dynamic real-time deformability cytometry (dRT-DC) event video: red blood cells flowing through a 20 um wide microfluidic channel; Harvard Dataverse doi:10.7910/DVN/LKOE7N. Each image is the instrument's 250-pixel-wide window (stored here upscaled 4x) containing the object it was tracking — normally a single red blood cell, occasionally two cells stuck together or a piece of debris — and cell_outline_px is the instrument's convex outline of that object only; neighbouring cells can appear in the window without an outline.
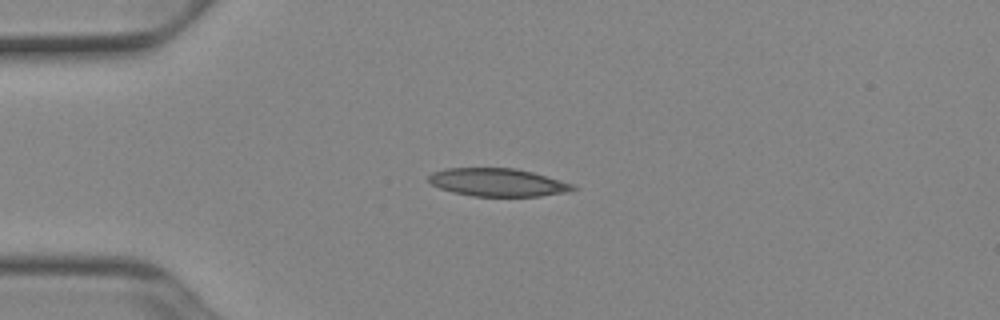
{"species": "Egyptian fruit bat (a non-hibernating species)", "species_latin": "Rousettus aegyptiacus", "temperature_condition": "cold", "stored_images_in_passage": 39, "camera_frame_rate_fps": 3000, "um_per_image_px": 0.085, "animal": {"sex": "female"}, "frame": {"image": 1, "passage_image": 1, "time_ms": 0.0, "image_size_px": [1000, 320], "cell_outline_px": [[576, 188], [568, 192], [540, 196], [472, 196], [452, 192], [440, 188], [432, 184], [428, 180], [428, 176], [432, 172], [444, 168], [516, 168], [532, 172], [572, 184]], "centroid_in_image_um": [42.26, 15.5], "position_along_channel_um": 42.7, "area_um2": 23.41}}
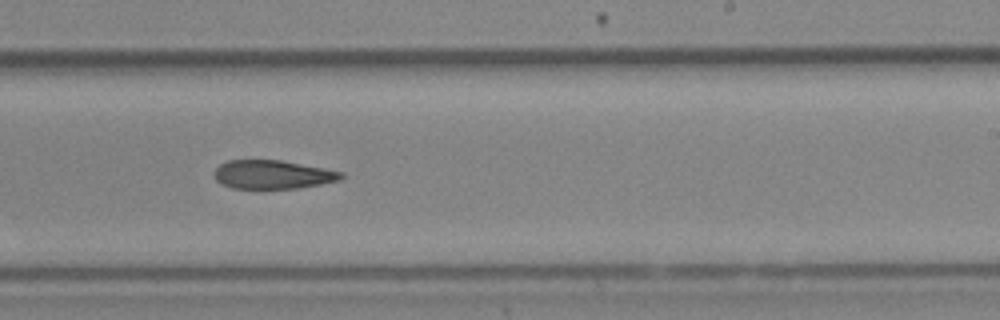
{"frame": {"image": 2, "passage_image": 20, "time_ms": 6.333, "image_size_px": [1000, 320], "cell_outline_px": [[344, 176], [340, 180], [320, 184], [296, 188], [232, 188], [216, 180], [212, 172], [220, 164], [228, 160], [280, 160], [324, 168], [344, 172]], "centroid_in_image_um": [23.17, 14.83], "position_along_channel_um": 265.8, "area_um2": 21.1}}
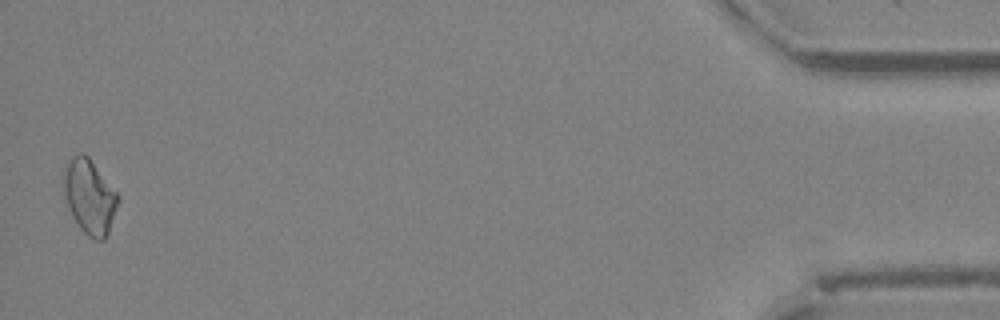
{"frame": {"image": 3, "passage_image": 39, "time_ms": 12.667, "image_size_px": [1000, 320], "cell_outline_px": [[120, 200], [108, 232], [104, 240], [96, 240], [88, 236], [80, 228], [72, 216], [64, 196], [60, 184], [60, 180], [64, 168], [68, 160], [72, 156], [80, 152], [88, 156], [120, 196]], "centroid_in_image_um": [7.57, 16.68], "position_along_channel_um": 427.6, "area_um2": 23.99}}